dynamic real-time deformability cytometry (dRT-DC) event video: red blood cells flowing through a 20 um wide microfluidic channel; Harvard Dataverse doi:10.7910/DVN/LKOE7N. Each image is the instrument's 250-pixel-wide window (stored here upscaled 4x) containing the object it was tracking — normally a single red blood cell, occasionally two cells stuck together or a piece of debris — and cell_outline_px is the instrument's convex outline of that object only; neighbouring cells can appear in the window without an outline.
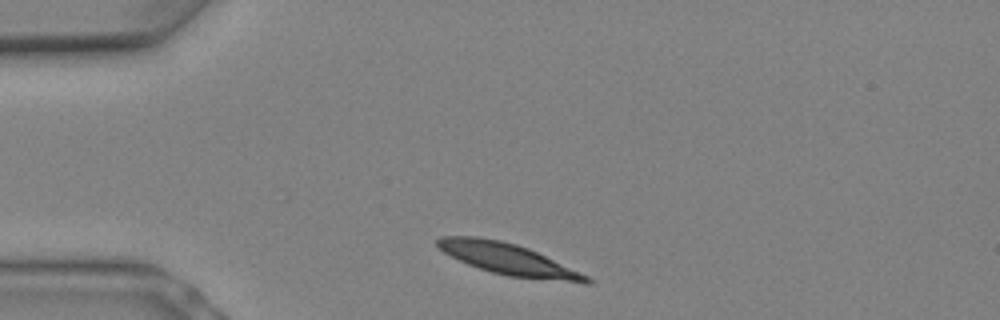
{"species": "Egyptian fruit bat (a non-hibernating species)", "species_latin": "Rousettus aegyptiacus", "temperature_condition": "warm", "stored_images_in_passage": 4, "camera_frame_rate_fps": 3000, "um_per_image_px": 0.085, "animal": {"sex": "female"}, "frame": {"image": 1, "passage_image": 1, "time_ms": 0.0, "image_size_px": [1000, 320], "cell_outline_px": [[592, 280], [588, 284], [584, 284], [508, 276], [492, 272], [468, 264], [444, 252], [436, 244], [436, 240], [440, 236], [476, 236], [500, 240], [516, 244], [528, 248], [580, 272], [588, 276]], "centroid_in_image_um": [43.21, 22.03], "position_along_channel_um": 41.8, "area_um2": 26.93}}
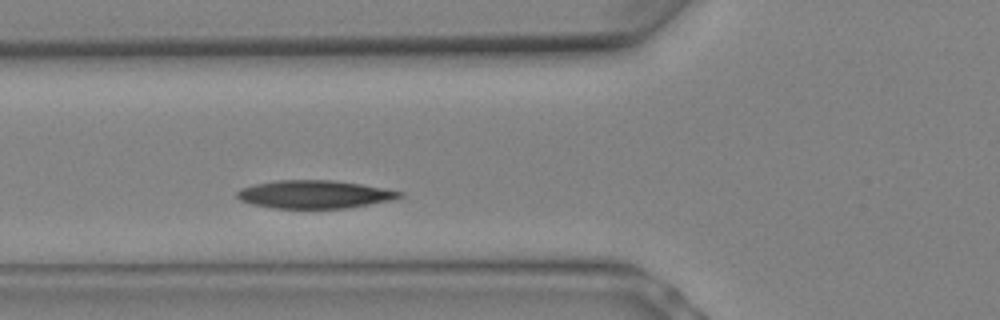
{"frame": {"image": 2, "passage_image": 4, "time_ms": 1.0, "image_size_px": [1000, 320], "cell_outline_px": [[404, 196], [392, 200], [348, 208], [276, 208], [252, 204], [240, 200], [236, 196], [236, 192], [240, 188], [256, 184], [276, 180], [332, 180], [360, 184], [384, 188], [404, 192]], "centroid_in_image_um": [26.74, 16.52], "position_along_channel_um": 99.1, "area_um2": 26.53}}